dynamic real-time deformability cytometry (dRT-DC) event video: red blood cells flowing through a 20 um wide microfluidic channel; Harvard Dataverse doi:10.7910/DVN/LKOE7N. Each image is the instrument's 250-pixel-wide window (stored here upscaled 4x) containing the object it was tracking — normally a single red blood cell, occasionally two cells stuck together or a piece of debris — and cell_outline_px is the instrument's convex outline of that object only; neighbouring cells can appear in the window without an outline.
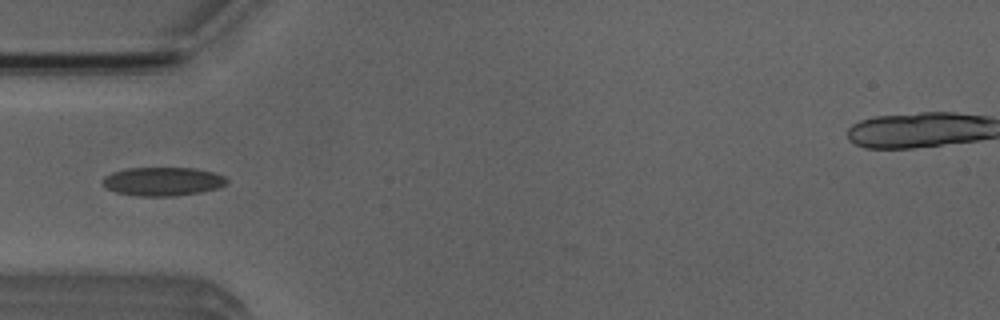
{"species": "Egyptian fruit bat (a non-hibernating species)", "species_latin": "Rousettus aegyptiacus", "temperature_condition": "room temperature", "stored_images_in_passage": 3, "camera_frame_rate_fps": 3000, "um_per_image_px": 0.085, "animal": {"sex": "male"}, "frame": {"image": 1, "passage_image": 3, "time_ms": 3.0, "image_size_px": [1000, 320], "cell_outline_px": [[228, 180], [220, 188], [200, 192], [172, 196], [136, 196], [116, 192], [108, 188], [100, 180], [104, 176], [112, 172], [128, 168], [196, 168], [212, 172], [224, 176]], "centroid_in_image_um": [13.82, 15.42], "position_along_channel_um": 71.2, "area_um2": 20.69}}